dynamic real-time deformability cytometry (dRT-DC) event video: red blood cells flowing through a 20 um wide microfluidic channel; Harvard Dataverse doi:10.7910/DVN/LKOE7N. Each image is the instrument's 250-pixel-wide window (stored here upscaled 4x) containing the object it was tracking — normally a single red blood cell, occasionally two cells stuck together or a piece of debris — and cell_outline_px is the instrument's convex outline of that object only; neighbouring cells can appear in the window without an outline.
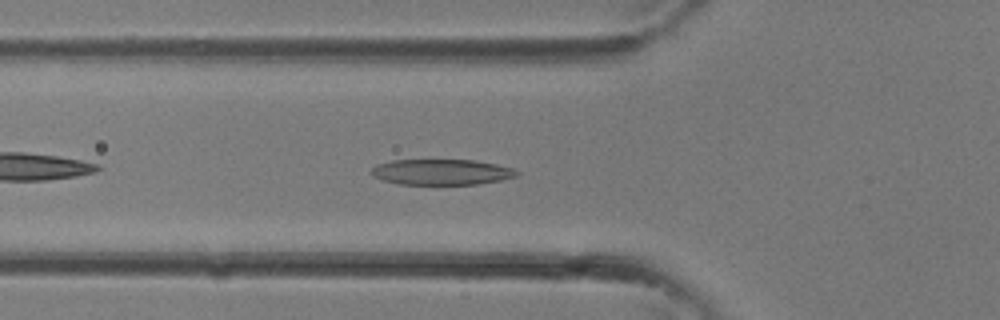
{"species": "common noctule bat (a hibernating species)", "species_latin": "Nyctalus noctula", "temperature_condition": "room temperature", "stored_images_in_passage": 33, "camera_frame_rate_fps": 3000, "um_per_image_px": 0.085, "animal": {"sex": "female"}, "frame": {"image": 1, "passage_image": 11, "time_ms": 3.333, "image_size_px": [1000, 320], "cell_outline_px": [[520, 172], [516, 176], [504, 180], [476, 184], [400, 184], [380, 180], [372, 176], [368, 172], [376, 164], [392, 160], [472, 160], [496, 164], [512, 168]], "centroid_in_image_um": [37.48, 14.62], "position_along_channel_um": 88.3, "area_um2": 21.91}}
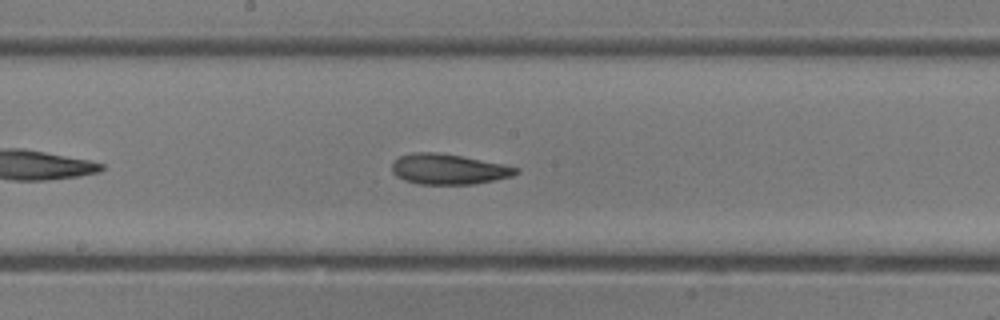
{"frame": {"image": 2, "passage_image": 17, "time_ms": 5.333, "image_size_px": [1000, 320], "cell_outline_px": [[520, 172], [512, 176], [476, 184], [416, 184], [404, 180], [396, 176], [392, 172], [392, 164], [400, 156], [412, 152], [436, 152], [460, 156], [504, 164], [520, 168]], "centroid_in_image_um": [38.13, 14.38], "position_along_channel_um": 210.1, "area_um2": 22.02}}
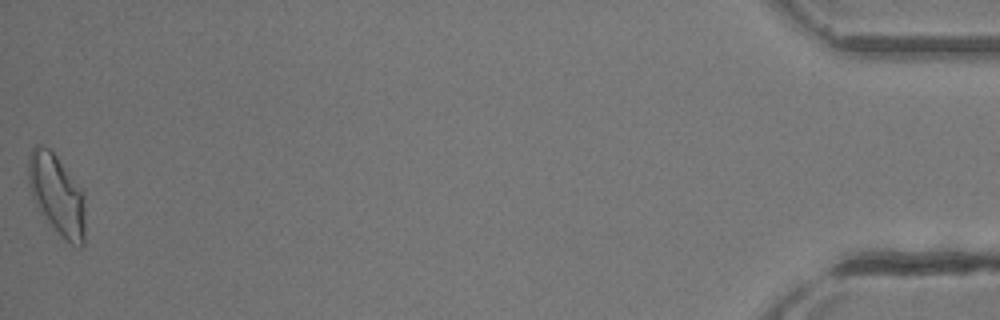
{"frame": {"image": 3, "passage_image": 33, "time_ms": 10.667, "image_size_px": [1000, 320], "cell_outline_px": [[84, 244], [80, 248], [76, 248], [40, 212], [32, 196], [28, 184], [28, 156], [32, 148], [36, 144], [40, 144], [48, 148], [56, 156], [84, 196]], "centroid_in_image_um": [4.8, 16.52], "position_along_channel_um": 430.4, "area_um2": 25.78}}